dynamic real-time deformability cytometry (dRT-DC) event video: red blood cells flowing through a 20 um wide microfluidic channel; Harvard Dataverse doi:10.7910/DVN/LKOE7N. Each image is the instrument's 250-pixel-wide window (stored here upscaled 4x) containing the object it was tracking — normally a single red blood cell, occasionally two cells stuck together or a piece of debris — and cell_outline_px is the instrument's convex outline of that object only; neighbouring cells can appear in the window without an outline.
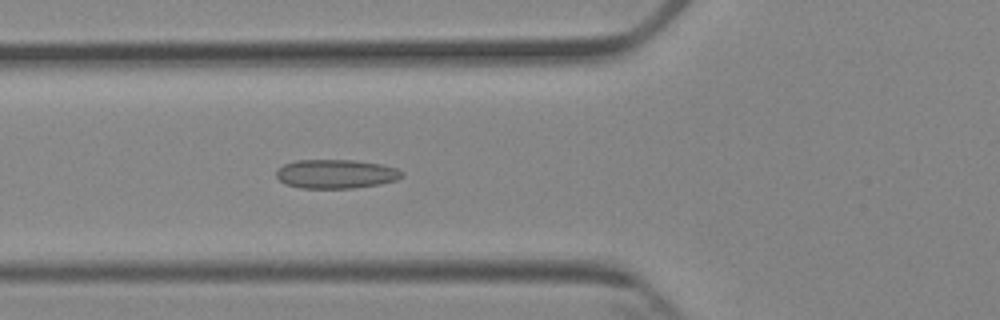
{"species": "Egyptian fruit bat (a non-hibernating species)", "species_latin": "Rousettus aegyptiacus", "temperature_condition": "cold", "stored_images_in_passage": 5, "camera_frame_rate_fps": 3000, "um_per_image_px": 0.085, "animal": {"sex": "female"}, "frame": {"image": 1, "passage_image": 5, "time_ms": 4.667, "image_size_px": [1000, 320], "cell_outline_px": [[404, 176], [396, 180], [380, 184], [352, 188], [300, 188], [284, 184], [276, 176], [276, 168], [284, 164], [296, 160], [352, 160], [380, 164], [396, 168], [404, 172]], "centroid_in_image_um": [28.53, 14.78], "position_along_channel_um": 97.3, "area_um2": 21.33}}